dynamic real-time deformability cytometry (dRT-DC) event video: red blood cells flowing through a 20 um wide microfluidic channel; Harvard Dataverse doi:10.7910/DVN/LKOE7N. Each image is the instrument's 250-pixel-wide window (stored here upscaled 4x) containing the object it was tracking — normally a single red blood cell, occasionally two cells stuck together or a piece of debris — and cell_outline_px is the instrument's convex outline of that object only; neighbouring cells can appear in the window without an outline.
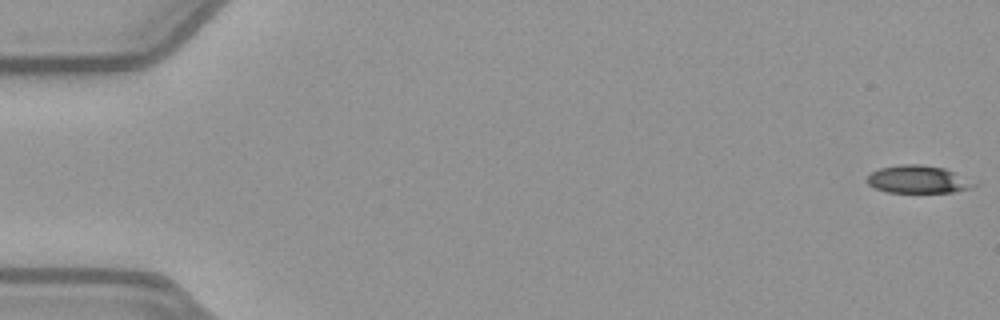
{"species": "common noctule bat (a hibernating species)", "species_latin": "Nyctalus noctula", "temperature_condition": "warm", "stored_images_in_passage": 50, "camera_frame_rate_fps": 3000, "um_per_image_px": 0.085, "animal": {"sex": "female", "body_mass_g": 21.9}, "frame": {"image": 1, "passage_image": 1, "time_ms": 0.0, "image_size_px": [1000, 320], "cell_outline_px": [[980, 184], [968, 188], [952, 192], [888, 192], [876, 188], [868, 184], [868, 176], [872, 172], [880, 168], [900, 164], [920, 164], [944, 168], [980, 180]], "centroid_in_image_um": [78.16, 15.24], "position_along_channel_um": 6.8, "area_um2": 17.51}}
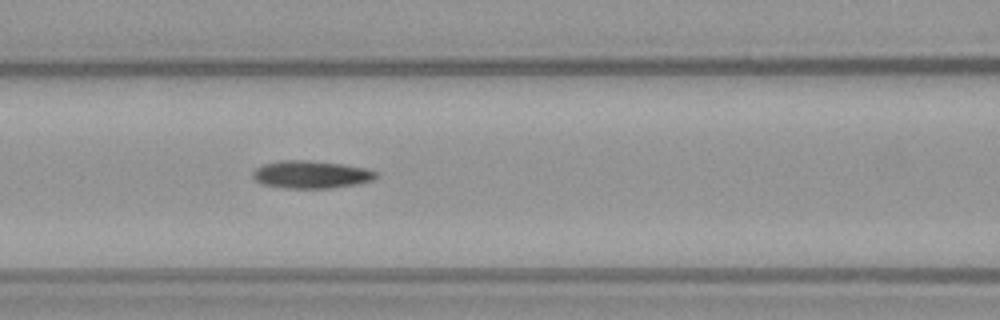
{"frame": {"image": 2, "passage_image": 23, "time_ms": 7.333, "image_size_px": [1000, 320], "cell_outline_px": [[380, 176], [372, 180], [360, 184], [332, 188], [280, 188], [260, 184], [252, 176], [252, 172], [256, 168], [264, 164], [280, 160], [308, 160], [340, 164], [364, 168], [376, 172]], "centroid_in_image_um": [26.43, 14.85], "position_along_channel_um": 140.2, "area_um2": 20.0}}
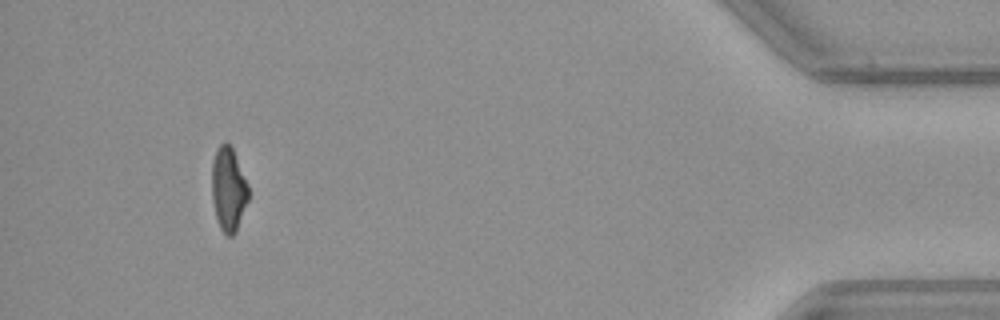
{"frame": {"image": 3, "passage_image": 49, "time_ms": 16.0, "image_size_px": [1000, 320], "cell_outline_px": [[248, 200], [236, 232], [232, 236], [228, 236], [220, 228], [216, 216], [212, 200], [212, 164], [216, 152], [220, 144], [224, 140], [232, 148], [248, 184]], "centroid_in_image_um": [19.42, 16.09], "position_along_channel_um": 415.8, "area_um2": 17.69}}